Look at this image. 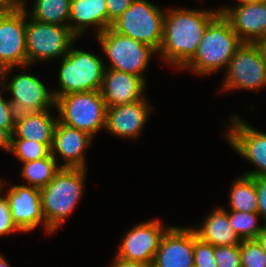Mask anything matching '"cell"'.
<instances>
[{"mask_svg":"<svg viewBox=\"0 0 266 267\" xmlns=\"http://www.w3.org/2000/svg\"><path fill=\"white\" fill-rule=\"evenodd\" d=\"M215 246L202 241L194 230V267H217Z\"/></svg>","mask_w":266,"mask_h":267,"instance_id":"f1b7e54d","label":"cell"},{"mask_svg":"<svg viewBox=\"0 0 266 267\" xmlns=\"http://www.w3.org/2000/svg\"><path fill=\"white\" fill-rule=\"evenodd\" d=\"M193 229L197 237L215 247L236 246L242 241L231 227L226 209L221 206L212 210L203 223Z\"/></svg>","mask_w":266,"mask_h":267,"instance_id":"7402d4cb","label":"cell"},{"mask_svg":"<svg viewBox=\"0 0 266 267\" xmlns=\"http://www.w3.org/2000/svg\"><path fill=\"white\" fill-rule=\"evenodd\" d=\"M3 91L5 89L0 84V127L5 128L12 135L17 114L11 102L3 98Z\"/></svg>","mask_w":266,"mask_h":267,"instance_id":"4dcf8cb0","label":"cell"},{"mask_svg":"<svg viewBox=\"0 0 266 267\" xmlns=\"http://www.w3.org/2000/svg\"><path fill=\"white\" fill-rule=\"evenodd\" d=\"M239 2H253V1H264V0H237Z\"/></svg>","mask_w":266,"mask_h":267,"instance_id":"60d3db41","label":"cell"},{"mask_svg":"<svg viewBox=\"0 0 266 267\" xmlns=\"http://www.w3.org/2000/svg\"><path fill=\"white\" fill-rule=\"evenodd\" d=\"M0 267H11L9 265V262L6 260V257H4L1 253H0Z\"/></svg>","mask_w":266,"mask_h":267,"instance_id":"ab89813d","label":"cell"},{"mask_svg":"<svg viewBox=\"0 0 266 267\" xmlns=\"http://www.w3.org/2000/svg\"><path fill=\"white\" fill-rule=\"evenodd\" d=\"M71 0H34L33 9L28 14L26 2L23 0V8L32 19L49 24L69 27Z\"/></svg>","mask_w":266,"mask_h":267,"instance_id":"603a6c76","label":"cell"},{"mask_svg":"<svg viewBox=\"0 0 266 267\" xmlns=\"http://www.w3.org/2000/svg\"><path fill=\"white\" fill-rule=\"evenodd\" d=\"M162 223L155 218L133 226L123 237L115 258L153 263L160 240L171 226Z\"/></svg>","mask_w":266,"mask_h":267,"instance_id":"5bb4252c","label":"cell"},{"mask_svg":"<svg viewBox=\"0 0 266 267\" xmlns=\"http://www.w3.org/2000/svg\"><path fill=\"white\" fill-rule=\"evenodd\" d=\"M165 13L166 10L149 0H133L131 6L113 21L111 28L158 53L163 40Z\"/></svg>","mask_w":266,"mask_h":267,"instance_id":"5b68a950","label":"cell"},{"mask_svg":"<svg viewBox=\"0 0 266 267\" xmlns=\"http://www.w3.org/2000/svg\"><path fill=\"white\" fill-rule=\"evenodd\" d=\"M1 73H2V70H1V68H0V83H1Z\"/></svg>","mask_w":266,"mask_h":267,"instance_id":"b9f144b4","label":"cell"},{"mask_svg":"<svg viewBox=\"0 0 266 267\" xmlns=\"http://www.w3.org/2000/svg\"><path fill=\"white\" fill-rule=\"evenodd\" d=\"M229 210L258 213L256 178L243 175L234 181L229 192Z\"/></svg>","mask_w":266,"mask_h":267,"instance_id":"cb8c5ba5","label":"cell"},{"mask_svg":"<svg viewBox=\"0 0 266 267\" xmlns=\"http://www.w3.org/2000/svg\"><path fill=\"white\" fill-rule=\"evenodd\" d=\"M50 111L51 109L17 114L11 139H27L44 143L51 150L58 116L55 118Z\"/></svg>","mask_w":266,"mask_h":267,"instance_id":"44dd1931","label":"cell"},{"mask_svg":"<svg viewBox=\"0 0 266 267\" xmlns=\"http://www.w3.org/2000/svg\"><path fill=\"white\" fill-rule=\"evenodd\" d=\"M231 227L241 240L257 239L263 226L258 223L259 213L226 210ZM258 224V225H257Z\"/></svg>","mask_w":266,"mask_h":267,"instance_id":"484cf974","label":"cell"},{"mask_svg":"<svg viewBox=\"0 0 266 267\" xmlns=\"http://www.w3.org/2000/svg\"><path fill=\"white\" fill-rule=\"evenodd\" d=\"M58 120L94 136L106 126V103L99 91L74 92L55 102Z\"/></svg>","mask_w":266,"mask_h":267,"instance_id":"8992f818","label":"cell"},{"mask_svg":"<svg viewBox=\"0 0 266 267\" xmlns=\"http://www.w3.org/2000/svg\"><path fill=\"white\" fill-rule=\"evenodd\" d=\"M12 68L15 67L2 70L0 84L12 95L9 101L15 108L16 114L41 112L56 108L53 91L47 89L39 78L26 73L24 70L22 73L12 75L13 77L9 79L8 73Z\"/></svg>","mask_w":266,"mask_h":267,"instance_id":"9c48e42d","label":"cell"},{"mask_svg":"<svg viewBox=\"0 0 266 267\" xmlns=\"http://www.w3.org/2000/svg\"><path fill=\"white\" fill-rule=\"evenodd\" d=\"M23 7V0H0V14L13 13Z\"/></svg>","mask_w":266,"mask_h":267,"instance_id":"e575fe53","label":"cell"},{"mask_svg":"<svg viewBox=\"0 0 266 267\" xmlns=\"http://www.w3.org/2000/svg\"><path fill=\"white\" fill-rule=\"evenodd\" d=\"M59 165L58 160L50 153L47 157L22 163L20 174L28 186L41 189L54 179L61 169Z\"/></svg>","mask_w":266,"mask_h":267,"instance_id":"d4e9b609","label":"cell"},{"mask_svg":"<svg viewBox=\"0 0 266 267\" xmlns=\"http://www.w3.org/2000/svg\"><path fill=\"white\" fill-rule=\"evenodd\" d=\"M106 64L99 55L71 45L68 53L61 58L58 72V89L53 91L58 97L74 92L99 91L103 82Z\"/></svg>","mask_w":266,"mask_h":267,"instance_id":"277c9868","label":"cell"},{"mask_svg":"<svg viewBox=\"0 0 266 267\" xmlns=\"http://www.w3.org/2000/svg\"><path fill=\"white\" fill-rule=\"evenodd\" d=\"M12 135L5 129L0 127V149L6 150L8 153L11 148Z\"/></svg>","mask_w":266,"mask_h":267,"instance_id":"8d00e7d4","label":"cell"},{"mask_svg":"<svg viewBox=\"0 0 266 267\" xmlns=\"http://www.w3.org/2000/svg\"><path fill=\"white\" fill-rule=\"evenodd\" d=\"M224 72L223 91L244 89L257 92L266 86V64L254 43H243Z\"/></svg>","mask_w":266,"mask_h":267,"instance_id":"30bf717a","label":"cell"},{"mask_svg":"<svg viewBox=\"0 0 266 267\" xmlns=\"http://www.w3.org/2000/svg\"><path fill=\"white\" fill-rule=\"evenodd\" d=\"M96 28L95 36L108 29V11L105 0H71L69 28L80 38L87 28Z\"/></svg>","mask_w":266,"mask_h":267,"instance_id":"ffe728a7","label":"cell"},{"mask_svg":"<svg viewBox=\"0 0 266 267\" xmlns=\"http://www.w3.org/2000/svg\"><path fill=\"white\" fill-rule=\"evenodd\" d=\"M93 137L87 132L75 129L61 123L59 120L54 130L51 155L57 160H64L61 167L85 168V149L92 146ZM58 154V156H57Z\"/></svg>","mask_w":266,"mask_h":267,"instance_id":"d6986e66","label":"cell"},{"mask_svg":"<svg viewBox=\"0 0 266 267\" xmlns=\"http://www.w3.org/2000/svg\"><path fill=\"white\" fill-rule=\"evenodd\" d=\"M10 153L25 163L47 157L51 150L44 144L27 139H11Z\"/></svg>","mask_w":266,"mask_h":267,"instance_id":"4316f807","label":"cell"},{"mask_svg":"<svg viewBox=\"0 0 266 267\" xmlns=\"http://www.w3.org/2000/svg\"><path fill=\"white\" fill-rule=\"evenodd\" d=\"M87 168L61 169L54 179L39 189L46 225L56 232L83 197Z\"/></svg>","mask_w":266,"mask_h":267,"instance_id":"3957f363","label":"cell"},{"mask_svg":"<svg viewBox=\"0 0 266 267\" xmlns=\"http://www.w3.org/2000/svg\"><path fill=\"white\" fill-rule=\"evenodd\" d=\"M242 120L232 115L224 136L231 148L256 168L243 175L266 177V133Z\"/></svg>","mask_w":266,"mask_h":267,"instance_id":"8fae6325","label":"cell"},{"mask_svg":"<svg viewBox=\"0 0 266 267\" xmlns=\"http://www.w3.org/2000/svg\"><path fill=\"white\" fill-rule=\"evenodd\" d=\"M254 44L258 48V50L261 54V57L266 64V36L255 41Z\"/></svg>","mask_w":266,"mask_h":267,"instance_id":"74e56055","label":"cell"},{"mask_svg":"<svg viewBox=\"0 0 266 267\" xmlns=\"http://www.w3.org/2000/svg\"><path fill=\"white\" fill-rule=\"evenodd\" d=\"M213 10L167 9L159 58L182 69L196 54L209 23L220 13V8Z\"/></svg>","mask_w":266,"mask_h":267,"instance_id":"6da1fadb","label":"cell"},{"mask_svg":"<svg viewBox=\"0 0 266 267\" xmlns=\"http://www.w3.org/2000/svg\"><path fill=\"white\" fill-rule=\"evenodd\" d=\"M30 19L26 24L27 65L64 57L77 37L67 26Z\"/></svg>","mask_w":266,"mask_h":267,"instance_id":"ba28073f","label":"cell"},{"mask_svg":"<svg viewBox=\"0 0 266 267\" xmlns=\"http://www.w3.org/2000/svg\"><path fill=\"white\" fill-rule=\"evenodd\" d=\"M240 257L241 267H266V255L257 239L241 241Z\"/></svg>","mask_w":266,"mask_h":267,"instance_id":"83f0119b","label":"cell"},{"mask_svg":"<svg viewBox=\"0 0 266 267\" xmlns=\"http://www.w3.org/2000/svg\"><path fill=\"white\" fill-rule=\"evenodd\" d=\"M21 232L12 222L9 203L3 192L0 191V236Z\"/></svg>","mask_w":266,"mask_h":267,"instance_id":"1f68e13d","label":"cell"},{"mask_svg":"<svg viewBox=\"0 0 266 267\" xmlns=\"http://www.w3.org/2000/svg\"><path fill=\"white\" fill-rule=\"evenodd\" d=\"M101 49L110 61L111 68L121 72L140 76L146 81L144 73L154 54H158L150 46L131 37L115 32L111 27L96 35Z\"/></svg>","mask_w":266,"mask_h":267,"instance_id":"52a82bcc","label":"cell"},{"mask_svg":"<svg viewBox=\"0 0 266 267\" xmlns=\"http://www.w3.org/2000/svg\"><path fill=\"white\" fill-rule=\"evenodd\" d=\"M256 191L258 201V213L266 224V177L256 178Z\"/></svg>","mask_w":266,"mask_h":267,"instance_id":"836d02e7","label":"cell"},{"mask_svg":"<svg viewBox=\"0 0 266 267\" xmlns=\"http://www.w3.org/2000/svg\"><path fill=\"white\" fill-rule=\"evenodd\" d=\"M147 100L107 108L105 130L123 139L138 138L154 109Z\"/></svg>","mask_w":266,"mask_h":267,"instance_id":"e0dca14e","label":"cell"},{"mask_svg":"<svg viewBox=\"0 0 266 267\" xmlns=\"http://www.w3.org/2000/svg\"><path fill=\"white\" fill-rule=\"evenodd\" d=\"M6 182L0 179V191L5 193L8 200L12 222L21 232H30L40 224L48 233H54L45 222L42 212L40 190L25 185H11L7 190ZM4 190H7V194Z\"/></svg>","mask_w":266,"mask_h":267,"instance_id":"7c38bea8","label":"cell"},{"mask_svg":"<svg viewBox=\"0 0 266 267\" xmlns=\"http://www.w3.org/2000/svg\"><path fill=\"white\" fill-rule=\"evenodd\" d=\"M235 7H221L220 12L230 22L232 30L243 43H254L266 36V0L237 1Z\"/></svg>","mask_w":266,"mask_h":267,"instance_id":"2e32d148","label":"cell"},{"mask_svg":"<svg viewBox=\"0 0 266 267\" xmlns=\"http://www.w3.org/2000/svg\"><path fill=\"white\" fill-rule=\"evenodd\" d=\"M108 11V28L113 21L122 15L130 6L133 0H105Z\"/></svg>","mask_w":266,"mask_h":267,"instance_id":"d6a6232c","label":"cell"},{"mask_svg":"<svg viewBox=\"0 0 266 267\" xmlns=\"http://www.w3.org/2000/svg\"><path fill=\"white\" fill-rule=\"evenodd\" d=\"M146 81L140 76L105 68L100 89L106 107L131 104L145 97Z\"/></svg>","mask_w":266,"mask_h":267,"instance_id":"ac0fdd59","label":"cell"},{"mask_svg":"<svg viewBox=\"0 0 266 267\" xmlns=\"http://www.w3.org/2000/svg\"><path fill=\"white\" fill-rule=\"evenodd\" d=\"M194 229L171 225L163 234L153 267H194Z\"/></svg>","mask_w":266,"mask_h":267,"instance_id":"9a60e30c","label":"cell"},{"mask_svg":"<svg viewBox=\"0 0 266 267\" xmlns=\"http://www.w3.org/2000/svg\"><path fill=\"white\" fill-rule=\"evenodd\" d=\"M243 44L230 22L220 12L204 31L194 57L182 68L207 76L227 69L236 50Z\"/></svg>","mask_w":266,"mask_h":267,"instance_id":"7a4b0ae2","label":"cell"},{"mask_svg":"<svg viewBox=\"0 0 266 267\" xmlns=\"http://www.w3.org/2000/svg\"><path fill=\"white\" fill-rule=\"evenodd\" d=\"M257 240L259 241V243L261 244L263 251L266 255V224L263 225V229L259 234V237L257 238Z\"/></svg>","mask_w":266,"mask_h":267,"instance_id":"f35d334b","label":"cell"},{"mask_svg":"<svg viewBox=\"0 0 266 267\" xmlns=\"http://www.w3.org/2000/svg\"><path fill=\"white\" fill-rule=\"evenodd\" d=\"M217 267H241L240 245L215 247Z\"/></svg>","mask_w":266,"mask_h":267,"instance_id":"f546056e","label":"cell"},{"mask_svg":"<svg viewBox=\"0 0 266 267\" xmlns=\"http://www.w3.org/2000/svg\"><path fill=\"white\" fill-rule=\"evenodd\" d=\"M113 260V263L109 267H153L152 263L126 261L118 258H115Z\"/></svg>","mask_w":266,"mask_h":267,"instance_id":"d590c367","label":"cell"},{"mask_svg":"<svg viewBox=\"0 0 266 267\" xmlns=\"http://www.w3.org/2000/svg\"><path fill=\"white\" fill-rule=\"evenodd\" d=\"M28 15L20 10L0 14V68H28L26 49V24Z\"/></svg>","mask_w":266,"mask_h":267,"instance_id":"4fadbf2b","label":"cell"}]
</instances>
